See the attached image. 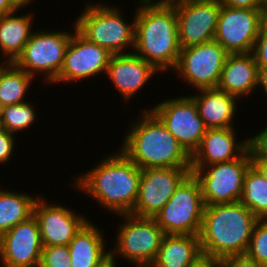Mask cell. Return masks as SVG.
I'll use <instances>...</instances> for the list:
<instances>
[{
  "mask_svg": "<svg viewBox=\"0 0 267 267\" xmlns=\"http://www.w3.org/2000/svg\"><path fill=\"white\" fill-rule=\"evenodd\" d=\"M117 151L108 154L87 173L80 172L72 183L106 212L131 214L138 198L142 170L120 149Z\"/></svg>",
  "mask_w": 267,
  "mask_h": 267,
  "instance_id": "obj_1",
  "label": "cell"
},
{
  "mask_svg": "<svg viewBox=\"0 0 267 267\" xmlns=\"http://www.w3.org/2000/svg\"><path fill=\"white\" fill-rule=\"evenodd\" d=\"M135 9L133 52L152 64L159 73L173 70L180 45L176 9L171 1L138 0Z\"/></svg>",
  "mask_w": 267,
  "mask_h": 267,
  "instance_id": "obj_2",
  "label": "cell"
},
{
  "mask_svg": "<svg viewBox=\"0 0 267 267\" xmlns=\"http://www.w3.org/2000/svg\"><path fill=\"white\" fill-rule=\"evenodd\" d=\"M150 108L143 109L140 116L132 121L118 149L141 170L191 169V156Z\"/></svg>",
  "mask_w": 267,
  "mask_h": 267,
  "instance_id": "obj_3",
  "label": "cell"
},
{
  "mask_svg": "<svg viewBox=\"0 0 267 267\" xmlns=\"http://www.w3.org/2000/svg\"><path fill=\"white\" fill-rule=\"evenodd\" d=\"M258 218L240 201L205 206L199 234L203 255L246 254Z\"/></svg>",
  "mask_w": 267,
  "mask_h": 267,
  "instance_id": "obj_4",
  "label": "cell"
},
{
  "mask_svg": "<svg viewBox=\"0 0 267 267\" xmlns=\"http://www.w3.org/2000/svg\"><path fill=\"white\" fill-rule=\"evenodd\" d=\"M108 4L87 3L74 21L76 29L112 55L131 53L135 46V15L128 23L116 5ZM127 47L131 51L127 52Z\"/></svg>",
  "mask_w": 267,
  "mask_h": 267,
  "instance_id": "obj_5",
  "label": "cell"
},
{
  "mask_svg": "<svg viewBox=\"0 0 267 267\" xmlns=\"http://www.w3.org/2000/svg\"><path fill=\"white\" fill-rule=\"evenodd\" d=\"M124 217L118 224L116 244L110 253L116 259L134 262L135 267H150L156 258L165 235L154 218L137 217L131 214L118 215Z\"/></svg>",
  "mask_w": 267,
  "mask_h": 267,
  "instance_id": "obj_6",
  "label": "cell"
},
{
  "mask_svg": "<svg viewBox=\"0 0 267 267\" xmlns=\"http://www.w3.org/2000/svg\"><path fill=\"white\" fill-rule=\"evenodd\" d=\"M204 208L200 183L190 173L154 219L164 234L199 235Z\"/></svg>",
  "mask_w": 267,
  "mask_h": 267,
  "instance_id": "obj_7",
  "label": "cell"
},
{
  "mask_svg": "<svg viewBox=\"0 0 267 267\" xmlns=\"http://www.w3.org/2000/svg\"><path fill=\"white\" fill-rule=\"evenodd\" d=\"M72 33L63 29L35 30L13 63L33 77L44 74L45 85L49 86L60 73Z\"/></svg>",
  "mask_w": 267,
  "mask_h": 267,
  "instance_id": "obj_8",
  "label": "cell"
},
{
  "mask_svg": "<svg viewBox=\"0 0 267 267\" xmlns=\"http://www.w3.org/2000/svg\"><path fill=\"white\" fill-rule=\"evenodd\" d=\"M250 165L251 155L247 150L240 158L232 161L191 169L200 183L205 206L239 201L244 176Z\"/></svg>",
  "mask_w": 267,
  "mask_h": 267,
  "instance_id": "obj_9",
  "label": "cell"
},
{
  "mask_svg": "<svg viewBox=\"0 0 267 267\" xmlns=\"http://www.w3.org/2000/svg\"><path fill=\"white\" fill-rule=\"evenodd\" d=\"M227 56L226 50L214 40L181 48L173 70L196 90L217 88Z\"/></svg>",
  "mask_w": 267,
  "mask_h": 267,
  "instance_id": "obj_10",
  "label": "cell"
},
{
  "mask_svg": "<svg viewBox=\"0 0 267 267\" xmlns=\"http://www.w3.org/2000/svg\"><path fill=\"white\" fill-rule=\"evenodd\" d=\"M150 110L192 156L207 130L192 97L187 94L168 98L154 105Z\"/></svg>",
  "mask_w": 267,
  "mask_h": 267,
  "instance_id": "obj_11",
  "label": "cell"
},
{
  "mask_svg": "<svg viewBox=\"0 0 267 267\" xmlns=\"http://www.w3.org/2000/svg\"><path fill=\"white\" fill-rule=\"evenodd\" d=\"M266 20L262 9L221 5L214 41L228 54L252 53L260 28Z\"/></svg>",
  "mask_w": 267,
  "mask_h": 267,
  "instance_id": "obj_12",
  "label": "cell"
},
{
  "mask_svg": "<svg viewBox=\"0 0 267 267\" xmlns=\"http://www.w3.org/2000/svg\"><path fill=\"white\" fill-rule=\"evenodd\" d=\"M176 9L180 48L214 40L220 0H171Z\"/></svg>",
  "mask_w": 267,
  "mask_h": 267,
  "instance_id": "obj_13",
  "label": "cell"
},
{
  "mask_svg": "<svg viewBox=\"0 0 267 267\" xmlns=\"http://www.w3.org/2000/svg\"><path fill=\"white\" fill-rule=\"evenodd\" d=\"M72 26L74 31L65 51L62 68L51 84L85 81L95 75L100 76V73L106 74L112 54L85 38L76 29L75 23Z\"/></svg>",
  "mask_w": 267,
  "mask_h": 267,
  "instance_id": "obj_14",
  "label": "cell"
},
{
  "mask_svg": "<svg viewBox=\"0 0 267 267\" xmlns=\"http://www.w3.org/2000/svg\"><path fill=\"white\" fill-rule=\"evenodd\" d=\"M190 173L191 169H142L139 194L131 215L154 218Z\"/></svg>",
  "mask_w": 267,
  "mask_h": 267,
  "instance_id": "obj_15",
  "label": "cell"
},
{
  "mask_svg": "<svg viewBox=\"0 0 267 267\" xmlns=\"http://www.w3.org/2000/svg\"><path fill=\"white\" fill-rule=\"evenodd\" d=\"M42 242L34 215L0 235V262L3 267H39Z\"/></svg>",
  "mask_w": 267,
  "mask_h": 267,
  "instance_id": "obj_16",
  "label": "cell"
},
{
  "mask_svg": "<svg viewBox=\"0 0 267 267\" xmlns=\"http://www.w3.org/2000/svg\"><path fill=\"white\" fill-rule=\"evenodd\" d=\"M67 206L49 204L38 196L33 207L42 246L69 245L75 234L88 221L86 215L74 212Z\"/></svg>",
  "mask_w": 267,
  "mask_h": 267,
  "instance_id": "obj_17",
  "label": "cell"
},
{
  "mask_svg": "<svg viewBox=\"0 0 267 267\" xmlns=\"http://www.w3.org/2000/svg\"><path fill=\"white\" fill-rule=\"evenodd\" d=\"M158 70L134 52L114 54L110 58L106 75L114 87L128 104L132 97L137 95L149 80H152ZM135 94V95H134Z\"/></svg>",
  "mask_w": 267,
  "mask_h": 267,
  "instance_id": "obj_18",
  "label": "cell"
},
{
  "mask_svg": "<svg viewBox=\"0 0 267 267\" xmlns=\"http://www.w3.org/2000/svg\"><path fill=\"white\" fill-rule=\"evenodd\" d=\"M235 131L234 127L207 129L191 156V169L240 158L248 150V139L237 141Z\"/></svg>",
  "mask_w": 267,
  "mask_h": 267,
  "instance_id": "obj_19",
  "label": "cell"
},
{
  "mask_svg": "<svg viewBox=\"0 0 267 267\" xmlns=\"http://www.w3.org/2000/svg\"><path fill=\"white\" fill-rule=\"evenodd\" d=\"M259 69L252 53L228 54L217 89L240 100L258 90Z\"/></svg>",
  "mask_w": 267,
  "mask_h": 267,
  "instance_id": "obj_20",
  "label": "cell"
},
{
  "mask_svg": "<svg viewBox=\"0 0 267 267\" xmlns=\"http://www.w3.org/2000/svg\"><path fill=\"white\" fill-rule=\"evenodd\" d=\"M190 95L207 129L232 128L237 112L238 98L217 88L199 89Z\"/></svg>",
  "mask_w": 267,
  "mask_h": 267,
  "instance_id": "obj_21",
  "label": "cell"
},
{
  "mask_svg": "<svg viewBox=\"0 0 267 267\" xmlns=\"http://www.w3.org/2000/svg\"><path fill=\"white\" fill-rule=\"evenodd\" d=\"M87 221L69 242L71 267H95L110 250L106 247L104 230Z\"/></svg>",
  "mask_w": 267,
  "mask_h": 267,
  "instance_id": "obj_22",
  "label": "cell"
},
{
  "mask_svg": "<svg viewBox=\"0 0 267 267\" xmlns=\"http://www.w3.org/2000/svg\"><path fill=\"white\" fill-rule=\"evenodd\" d=\"M201 255L199 235L165 234L150 267H189Z\"/></svg>",
  "mask_w": 267,
  "mask_h": 267,
  "instance_id": "obj_23",
  "label": "cell"
},
{
  "mask_svg": "<svg viewBox=\"0 0 267 267\" xmlns=\"http://www.w3.org/2000/svg\"><path fill=\"white\" fill-rule=\"evenodd\" d=\"M17 13V14H15ZM19 10L0 17V56L14 62L34 32V14L20 16Z\"/></svg>",
  "mask_w": 267,
  "mask_h": 267,
  "instance_id": "obj_24",
  "label": "cell"
},
{
  "mask_svg": "<svg viewBox=\"0 0 267 267\" xmlns=\"http://www.w3.org/2000/svg\"><path fill=\"white\" fill-rule=\"evenodd\" d=\"M0 187V235L33 215V207L38 198Z\"/></svg>",
  "mask_w": 267,
  "mask_h": 267,
  "instance_id": "obj_25",
  "label": "cell"
},
{
  "mask_svg": "<svg viewBox=\"0 0 267 267\" xmlns=\"http://www.w3.org/2000/svg\"><path fill=\"white\" fill-rule=\"evenodd\" d=\"M34 78L11 62L0 75V103L5 107L27 102L26 94Z\"/></svg>",
  "mask_w": 267,
  "mask_h": 267,
  "instance_id": "obj_26",
  "label": "cell"
},
{
  "mask_svg": "<svg viewBox=\"0 0 267 267\" xmlns=\"http://www.w3.org/2000/svg\"><path fill=\"white\" fill-rule=\"evenodd\" d=\"M239 201L258 219H267V181L252 164L245 173Z\"/></svg>",
  "mask_w": 267,
  "mask_h": 267,
  "instance_id": "obj_27",
  "label": "cell"
},
{
  "mask_svg": "<svg viewBox=\"0 0 267 267\" xmlns=\"http://www.w3.org/2000/svg\"><path fill=\"white\" fill-rule=\"evenodd\" d=\"M34 108L35 107H33L31 102H22L5 106L3 108V116L0 122L1 127L14 135L18 132H23L24 129L27 131V129L29 127L31 128L32 124L38 119V114Z\"/></svg>",
  "mask_w": 267,
  "mask_h": 267,
  "instance_id": "obj_28",
  "label": "cell"
},
{
  "mask_svg": "<svg viewBox=\"0 0 267 267\" xmlns=\"http://www.w3.org/2000/svg\"><path fill=\"white\" fill-rule=\"evenodd\" d=\"M246 254L257 263L267 265V219L255 223Z\"/></svg>",
  "mask_w": 267,
  "mask_h": 267,
  "instance_id": "obj_29",
  "label": "cell"
},
{
  "mask_svg": "<svg viewBox=\"0 0 267 267\" xmlns=\"http://www.w3.org/2000/svg\"><path fill=\"white\" fill-rule=\"evenodd\" d=\"M39 267H71L68 245L43 246Z\"/></svg>",
  "mask_w": 267,
  "mask_h": 267,
  "instance_id": "obj_30",
  "label": "cell"
},
{
  "mask_svg": "<svg viewBox=\"0 0 267 267\" xmlns=\"http://www.w3.org/2000/svg\"><path fill=\"white\" fill-rule=\"evenodd\" d=\"M255 135V136H254ZM248 138V150L251 159H266L267 160V126L257 134Z\"/></svg>",
  "mask_w": 267,
  "mask_h": 267,
  "instance_id": "obj_31",
  "label": "cell"
},
{
  "mask_svg": "<svg viewBox=\"0 0 267 267\" xmlns=\"http://www.w3.org/2000/svg\"><path fill=\"white\" fill-rule=\"evenodd\" d=\"M258 68H267V20L262 24L252 51Z\"/></svg>",
  "mask_w": 267,
  "mask_h": 267,
  "instance_id": "obj_32",
  "label": "cell"
},
{
  "mask_svg": "<svg viewBox=\"0 0 267 267\" xmlns=\"http://www.w3.org/2000/svg\"><path fill=\"white\" fill-rule=\"evenodd\" d=\"M16 136L0 127V164L4 165L12 160L16 146Z\"/></svg>",
  "mask_w": 267,
  "mask_h": 267,
  "instance_id": "obj_33",
  "label": "cell"
},
{
  "mask_svg": "<svg viewBox=\"0 0 267 267\" xmlns=\"http://www.w3.org/2000/svg\"><path fill=\"white\" fill-rule=\"evenodd\" d=\"M221 267H264L247 254L230 255L221 259Z\"/></svg>",
  "mask_w": 267,
  "mask_h": 267,
  "instance_id": "obj_34",
  "label": "cell"
},
{
  "mask_svg": "<svg viewBox=\"0 0 267 267\" xmlns=\"http://www.w3.org/2000/svg\"><path fill=\"white\" fill-rule=\"evenodd\" d=\"M222 5L231 8L261 9V0H220Z\"/></svg>",
  "mask_w": 267,
  "mask_h": 267,
  "instance_id": "obj_35",
  "label": "cell"
},
{
  "mask_svg": "<svg viewBox=\"0 0 267 267\" xmlns=\"http://www.w3.org/2000/svg\"><path fill=\"white\" fill-rule=\"evenodd\" d=\"M189 267H221V259L211 256L201 255Z\"/></svg>",
  "mask_w": 267,
  "mask_h": 267,
  "instance_id": "obj_36",
  "label": "cell"
},
{
  "mask_svg": "<svg viewBox=\"0 0 267 267\" xmlns=\"http://www.w3.org/2000/svg\"><path fill=\"white\" fill-rule=\"evenodd\" d=\"M251 164L259 171V173L267 181V160L266 159H251Z\"/></svg>",
  "mask_w": 267,
  "mask_h": 267,
  "instance_id": "obj_37",
  "label": "cell"
},
{
  "mask_svg": "<svg viewBox=\"0 0 267 267\" xmlns=\"http://www.w3.org/2000/svg\"><path fill=\"white\" fill-rule=\"evenodd\" d=\"M259 75H258V89L264 90V93L267 96V68H258Z\"/></svg>",
  "mask_w": 267,
  "mask_h": 267,
  "instance_id": "obj_38",
  "label": "cell"
},
{
  "mask_svg": "<svg viewBox=\"0 0 267 267\" xmlns=\"http://www.w3.org/2000/svg\"><path fill=\"white\" fill-rule=\"evenodd\" d=\"M17 10L18 9L10 2V0H0V17Z\"/></svg>",
  "mask_w": 267,
  "mask_h": 267,
  "instance_id": "obj_39",
  "label": "cell"
},
{
  "mask_svg": "<svg viewBox=\"0 0 267 267\" xmlns=\"http://www.w3.org/2000/svg\"><path fill=\"white\" fill-rule=\"evenodd\" d=\"M116 258L109 253L103 260H101L95 267H117Z\"/></svg>",
  "mask_w": 267,
  "mask_h": 267,
  "instance_id": "obj_40",
  "label": "cell"
},
{
  "mask_svg": "<svg viewBox=\"0 0 267 267\" xmlns=\"http://www.w3.org/2000/svg\"><path fill=\"white\" fill-rule=\"evenodd\" d=\"M34 1L36 0H10V2L20 11L23 7L25 9L27 6H29Z\"/></svg>",
  "mask_w": 267,
  "mask_h": 267,
  "instance_id": "obj_41",
  "label": "cell"
},
{
  "mask_svg": "<svg viewBox=\"0 0 267 267\" xmlns=\"http://www.w3.org/2000/svg\"><path fill=\"white\" fill-rule=\"evenodd\" d=\"M11 62L4 58V60H2V62H0V75L2 74V72L5 70V68L10 64Z\"/></svg>",
  "mask_w": 267,
  "mask_h": 267,
  "instance_id": "obj_42",
  "label": "cell"
},
{
  "mask_svg": "<svg viewBox=\"0 0 267 267\" xmlns=\"http://www.w3.org/2000/svg\"><path fill=\"white\" fill-rule=\"evenodd\" d=\"M261 9L265 18L267 19V0H261Z\"/></svg>",
  "mask_w": 267,
  "mask_h": 267,
  "instance_id": "obj_43",
  "label": "cell"
},
{
  "mask_svg": "<svg viewBox=\"0 0 267 267\" xmlns=\"http://www.w3.org/2000/svg\"><path fill=\"white\" fill-rule=\"evenodd\" d=\"M3 108H4V106L0 103V122H1V119L3 116Z\"/></svg>",
  "mask_w": 267,
  "mask_h": 267,
  "instance_id": "obj_44",
  "label": "cell"
},
{
  "mask_svg": "<svg viewBox=\"0 0 267 267\" xmlns=\"http://www.w3.org/2000/svg\"><path fill=\"white\" fill-rule=\"evenodd\" d=\"M153 1H171V0H153Z\"/></svg>",
  "mask_w": 267,
  "mask_h": 267,
  "instance_id": "obj_45",
  "label": "cell"
}]
</instances>
